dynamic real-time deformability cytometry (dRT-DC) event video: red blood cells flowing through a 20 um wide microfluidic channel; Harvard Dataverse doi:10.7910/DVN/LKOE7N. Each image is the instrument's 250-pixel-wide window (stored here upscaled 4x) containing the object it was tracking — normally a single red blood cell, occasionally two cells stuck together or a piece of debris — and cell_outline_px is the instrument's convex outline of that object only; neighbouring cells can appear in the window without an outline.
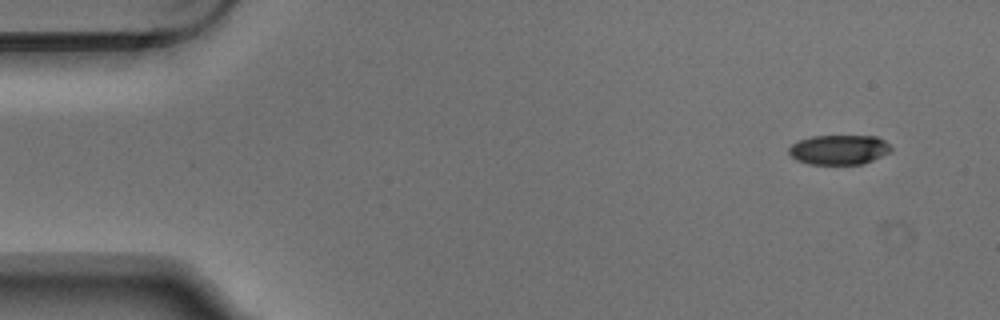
{"species": "Egyptian fruit bat (a non-hibernating species)", "species_latin": "Rousettus aegyptiacus", "temperature_condition": "warm", "stored_images_in_passage": 5, "camera_frame_rate_fps": 3000, "um_per_image_px": 0.085, "animal": {"sex": "male"}, "frame": {"image": 1, "passage_image": 1, "time_ms": 0.0, "image_size_px": [1000, 320], "cell_outline_px": [[892, 152], [864, 164], [808, 164], [796, 160], [788, 152], [788, 148], [792, 144], [800, 140], [812, 136], [876, 136], [884, 140], [892, 148]], "centroid_in_image_um": [71.34, 12.73], "position_along_channel_um": 13.7, "area_um2": 17.8}}
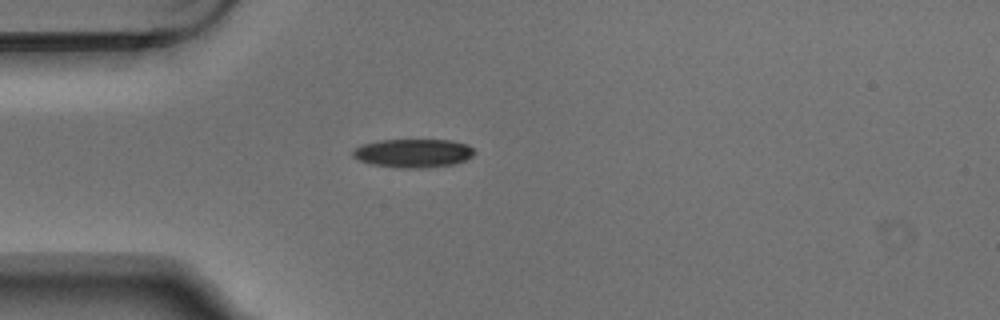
{"frame": {"image": 2, "passage_image": 4, "time_ms": 1.0, "image_size_px": [1000, 320], "cell_outline_px": [[476, 152], [472, 156], [456, 164], [428, 168], [400, 168], [372, 164], [360, 160], [352, 156], [352, 152], [356, 148], [364, 144], [376, 140], [452, 140], [468, 144]], "centroid_in_image_um": [35.16, 13.02], "position_along_channel_um": 49.8, "area_um2": 20.35}}